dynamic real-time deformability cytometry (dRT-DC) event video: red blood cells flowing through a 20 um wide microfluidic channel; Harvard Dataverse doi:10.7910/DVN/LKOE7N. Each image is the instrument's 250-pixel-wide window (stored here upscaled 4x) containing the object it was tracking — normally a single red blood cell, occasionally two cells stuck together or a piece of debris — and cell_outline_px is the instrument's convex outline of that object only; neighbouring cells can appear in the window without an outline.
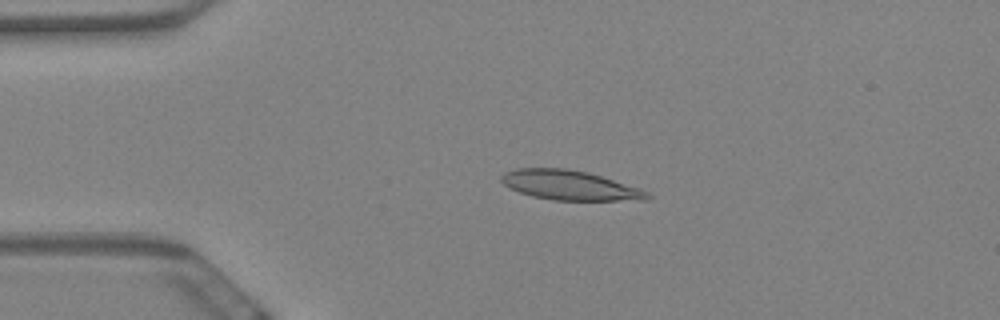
{"species": "Egyptian fruit bat (a non-hibernating species)", "species_latin": "Rousettus aegyptiacus", "temperature_condition": "warm", "stored_images_in_passage": 57, "camera_frame_rate_fps": 3000, "um_per_image_px": 0.085, "animal": {"sex": "female"}, "frame": {"image": 1, "passage_image": 12, "time_ms": 3.667, "image_size_px": [1000, 320], "cell_outline_px": [[652, 196], [648, 200], [552, 200], [532, 196], [520, 192], [504, 184], [500, 180], [500, 176], [504, 172], [516, 168], [564, 168], [588, 172], [640, 188], [648, 192]], "centroid_in_image_um": [48.44, 15.74], "position_along_channel_um": 36.6, "area_um2": 25.14}}
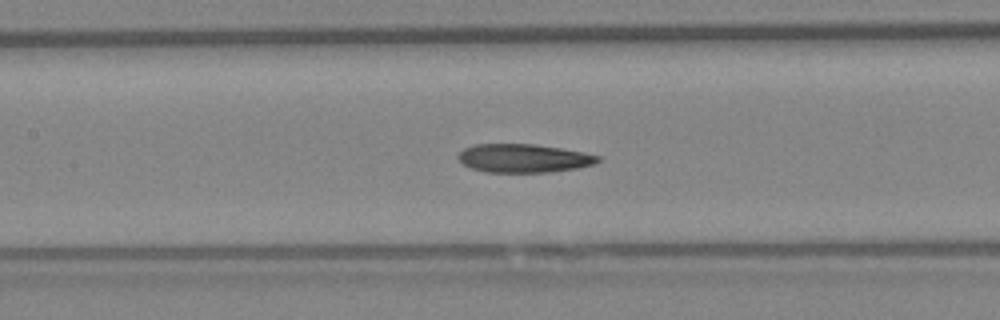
{"frame": {"image": 2, "passage_image": 26, "time_ms": 8.333, "image_size_px": [1000, 320], "cell_outline_px": [[600, 160], [596, 164], [576, 168], [548, 172], [484, 172], [472, 168], [464, 164], [456, 156], [464, 148], [476, 144], [536, 144], [584, 152], [600, 156]], "centroid_in_image_um": [44.52, 13.45], "position_along_channel_um": 162.9, "area_um2": 23.18}}
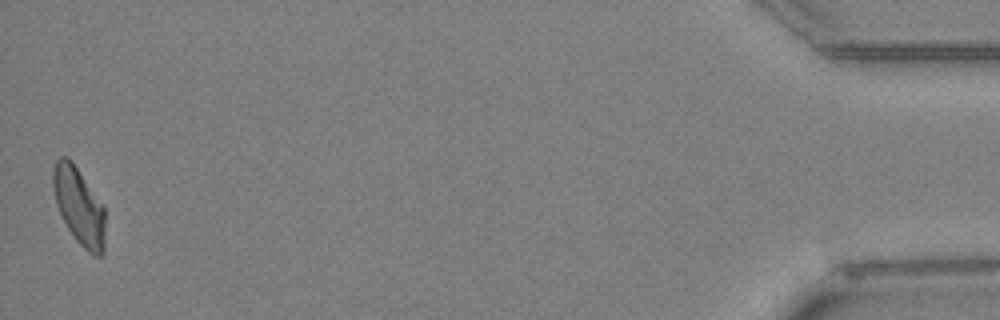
{"frame": {"image": 3, "passage_image": 57, "time_ms": 18.667, "image_size_px": [1000, 320], "cell_outline_px": [[104, 252], [100, 256], [92, 256], [76, 240], [68, 228], [56, 204], [52, 188], [52, 172], [56, 160], [60, 156], [68, 156], [72, 160], [104, 208]], "centroid_in_image_um": [6.69, 17.51], "position_along_channel_um": 428.5, "area_um2": 23.24}, "authors_computed_cell_mechanics": {"area_um2": 24.2182, "velocity_mm_per_s": 3.4795, "shape_relaxation_time_tau1_ms": null, "shape_relaxation_time_tau2_ms": 4.0203, "deformation_change_tau1": null, "deformation_change_tau2": 0.1161}}